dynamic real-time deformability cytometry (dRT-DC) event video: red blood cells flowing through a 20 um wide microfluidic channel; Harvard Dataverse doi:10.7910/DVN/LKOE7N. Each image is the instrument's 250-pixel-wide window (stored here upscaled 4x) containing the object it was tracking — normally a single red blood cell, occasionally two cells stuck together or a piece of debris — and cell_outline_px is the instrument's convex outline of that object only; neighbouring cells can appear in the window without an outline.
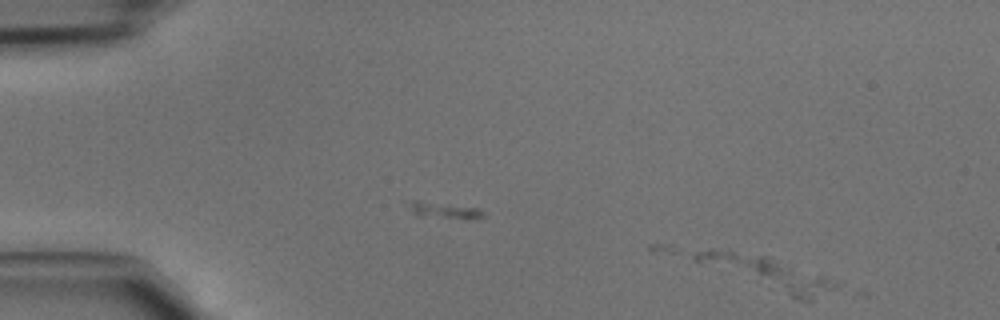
{"species": "common noctule bat (a hibernating species)", "species_latin": "Nyctalus noctula", "temperature_condition": "cold", "stored_images_in_passage": 10, "camera_frame_rate_fps": 3000, "um_per_image_px": 0.085, "animal": {"sex": "male", "body_mass_g": 15.6}, "frame": {"image": 1, "passage_image": 1, "time_ms": 0.0, "image_size_px": [1000, 320], "cell_outline_px": [[844, 284], [840, 288], [808, 304], [792, 296], [728, 256], [728, 252], [732, 252], [768, 256], [844, 280]], "centroid_in_image_um": [67.16, 23.52], "position_along_channel_um": 17.8, "area_um2": 18.5}}
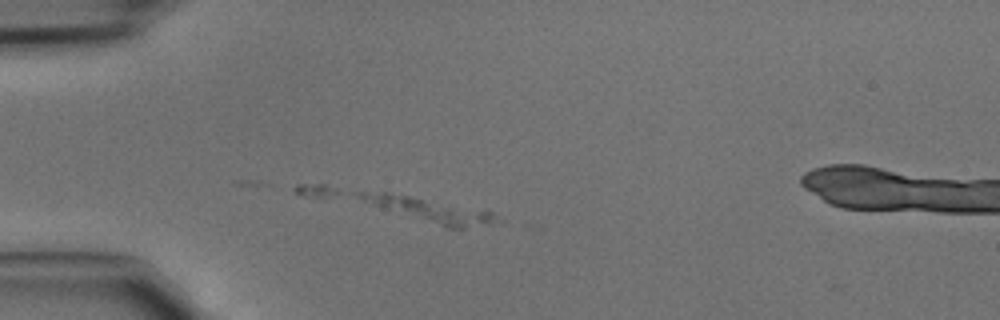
{"frame": {"image": 2, "passage_image": 9, "time_ms": 2.667, "image_size_px": [1000, 320], "cell_outline_px": [[500, 220], [488, 224], [464, 228], [448, 228], [384, 208], [356, 196], [352, 192], [388, 192], [488, 208]], "centroid_in_image_um": [36.73, 17.82], "position_along_channel_um": 48.3, "area_um2": 19.07}}